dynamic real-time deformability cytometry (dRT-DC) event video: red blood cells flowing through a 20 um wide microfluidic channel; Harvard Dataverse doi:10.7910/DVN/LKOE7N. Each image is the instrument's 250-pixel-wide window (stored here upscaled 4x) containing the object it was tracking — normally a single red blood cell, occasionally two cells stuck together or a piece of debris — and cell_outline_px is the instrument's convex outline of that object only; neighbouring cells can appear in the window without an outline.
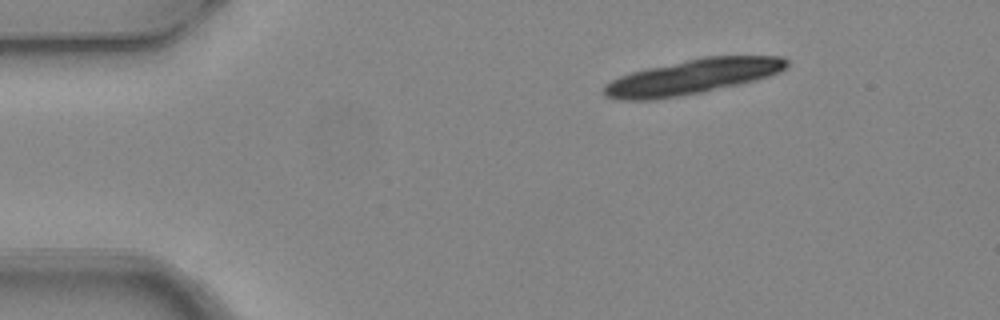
{"species": "common noctule bat (a hibernating species)", "species_latin": "Nyctalus noctula", "temperature_condition": "warm", "stored_images_in_passage": 3, "camera_frame_rate_fps": 3000, "um_per_image_px": 0.085, "animal": {"sex": "female", "body_mass_g": 24.6, "forearm_length_mm": 56.2}, "frame": {"image": 1, "passage_image": 1, "time_ms": 0.0, "image_size_px": [1000, 320], "cell_outline_px": [[788, 64], [780, 72], [756, 80], [740, 84], [700, 92], [656, 100], [616, 100], [608, 96], [604, 92], [604, 84], [620, 76], [632, 72], [648, 68], [704, 56], [784, 56], [788, 60]], "centroid_in_image_um": [58.87, 6.52], "position_along_channel_um": 26.1, "area_um2": 36.93}}